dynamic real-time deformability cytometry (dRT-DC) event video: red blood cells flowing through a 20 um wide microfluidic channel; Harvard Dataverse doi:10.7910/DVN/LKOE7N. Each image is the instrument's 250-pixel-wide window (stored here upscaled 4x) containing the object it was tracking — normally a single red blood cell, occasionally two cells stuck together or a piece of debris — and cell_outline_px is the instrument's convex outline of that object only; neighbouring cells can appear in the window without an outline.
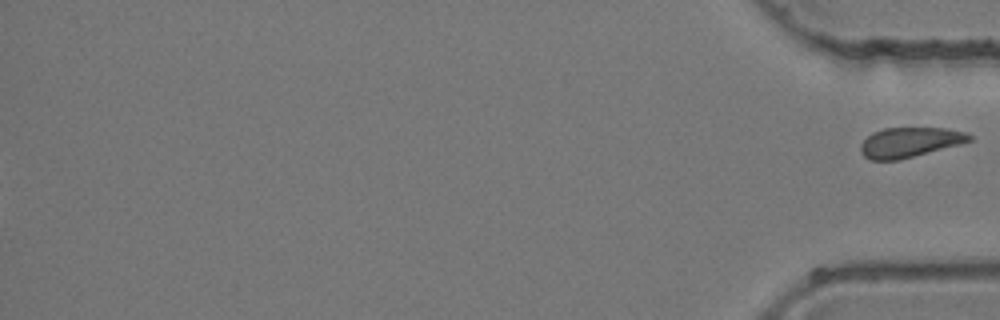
{"species": "common noctule bat (a hibernating species)", "species_latin": "Nyctalus noctula", "temperature_condition": "room temperature", "stored_images_in_passage": 46, "segment_of_instrument_passage": [2, 2], "camera_frame_rate_fps": 3000, "um_per_image_px": 0.085, "animal": {"sex": "female", "body_mass_g": 24.6, "forearm_length_mm": 56.2}, "frame": {"image": 1, "passage_image": 46, "time_ms": 15.0, "image_size_px": [1000, 320], "cell_outline_px": [[972, 140], [960, 144], [900, 160], [868, 160], [860, 152], [860, 144], [872, 132], [884, 128], [948, 128], [968, 132], [972, 136]], "centroid_in_image_um": [77.32, 12.09], "position_along_channel_um": 357.9, "area_um2": 19.13}}